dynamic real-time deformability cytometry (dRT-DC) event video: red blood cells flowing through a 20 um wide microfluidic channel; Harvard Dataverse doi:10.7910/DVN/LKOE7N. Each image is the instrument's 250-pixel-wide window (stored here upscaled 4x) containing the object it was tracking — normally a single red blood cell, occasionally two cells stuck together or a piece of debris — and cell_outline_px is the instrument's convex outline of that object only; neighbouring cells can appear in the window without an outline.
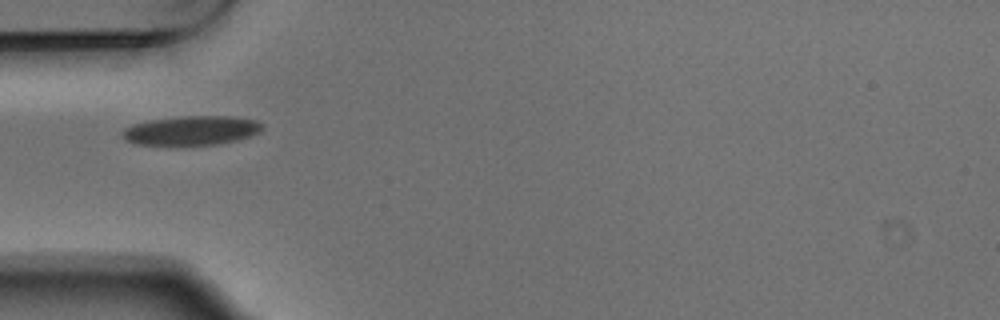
{"species": "Egyptian fruit bat (a non-hibernating species)", "species_latin": "Rousettus aegyptiacus", "temperature_condition": "warm", "stored_images_in_passage": 3, "camera_frame_rate_fps": 3000, "um_per_image_px": 0.085, "animal": {"sex": "male"}, "frame": {"image": 1, "passage_image": 1, "time_ms": 0.0, "image_size_px": [1000, 320], "cell_outline_px": [[264, 128], [260, 132], [236, 140], [216, 144], [136, 144], [124, 140], [120, 132], [124, 128], [132, 124], [148, 120], [180, 116], [228, 116], [256, 120], [264, 124]], "centroid_in_image_um": [16.25, 11.07], "position_along_channel_um": 68.8, "area_um2": 23.76}}
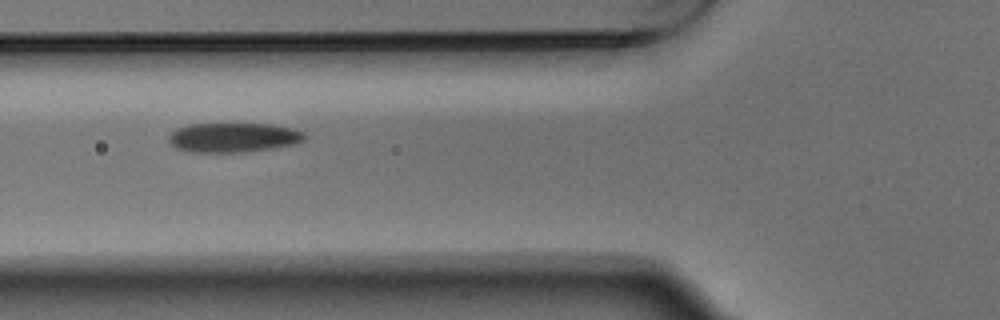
{"frame": {"image": 2, "passage_image": 2, "time_ms": 0.333, "image_size_px": [1000, 320], "cell_outline_px": [[308, 136], [304, 140], [296, 144], [272, 148], [244, 152], [188, 152], [176, 148], [168, 140], [168, 136], [176, 128], [188, 124], [272, 124], [296, 128], [304, 132]], "centroid_in_image_um": [19.87, 11.68], "position_along_channel_um": 105.9, "area_um2": 23.64}}
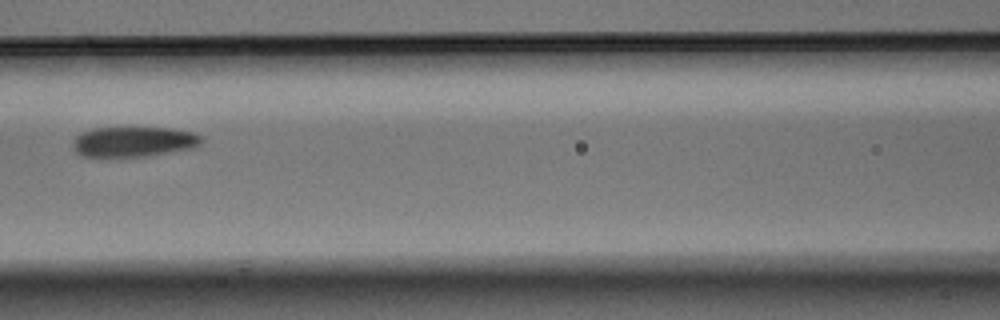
{"frame": {"image": 3, "passage_image": 3, "time_ms": 0.667, "image_size_px": [1000, 320], "cell_outline_px": [[204, 140], [200, 144], [192, 148], [148, 156], [80, 156], [72, 148], [72, 144], [76, 136], [80, 132], [92, 128], [172, 128], [192, 132], [200, 136]], "centroid_in_image_um": [11.33, 12.04], "position_along_channel_um": 155.3, "area_um2": 22.6}}